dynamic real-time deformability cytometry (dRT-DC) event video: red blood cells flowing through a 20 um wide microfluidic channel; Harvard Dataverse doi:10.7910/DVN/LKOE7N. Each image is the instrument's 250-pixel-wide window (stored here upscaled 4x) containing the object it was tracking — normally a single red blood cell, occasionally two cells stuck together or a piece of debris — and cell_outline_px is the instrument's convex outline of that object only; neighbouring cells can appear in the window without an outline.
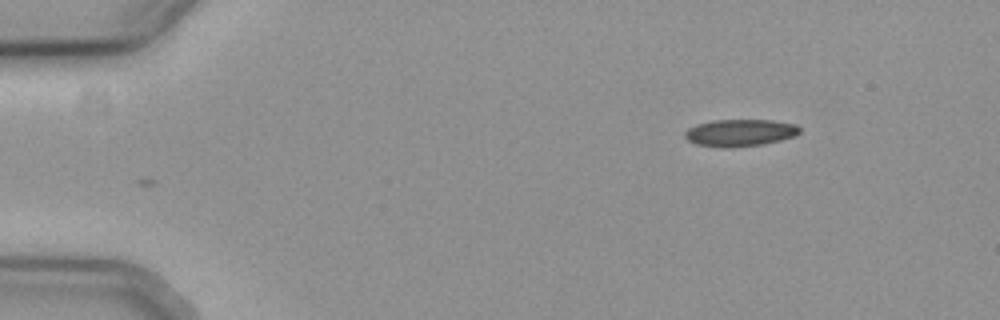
{"species": "common noctule bat (a hibernating species)", "species_latin": "Nyctalus noctula", "temperature_condition": "cold", "stored_images_in_passage": 50, "camera_frame_rate_fps": 3000, "um_per_image_px": 0.085, "animal": {"sex": "female", "body_mass_g": 19.3, "forearm_length_mm": 54.1}, "frame": {"image": 1, "passage_image": 1, "time_ms": 0.0, "image_size_px": [1000, 320], "cell_outline_px": [[800, 132], [796, 136], [764, 144], [728, 148], [720, 148], [696, 144], [688, 140], [684, 136], [684, 132], [688, 128], [696, 124], [716, 120], [772, 120], [796, 124], [800, 128]], "centroid_in_image_um": [62.9, 11.29], "position_along_channel_um": 22.1, "area_um2": 18.26}}
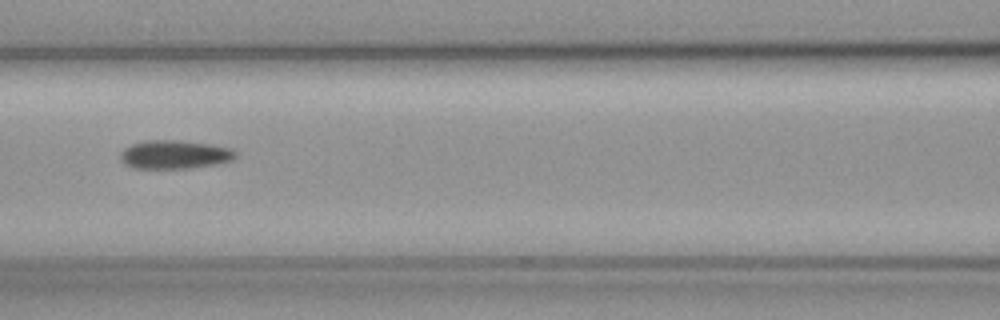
{"frame": {"image": 2, "passage_image": 19, "time_ms": 6.0, "image_size_px": [1000, 320], "cell_outline_px": [[236, 156], [232, 160], [216, 164], [192, 168], [132, 168], [124, 164], [120, 160], [120, 152], [124, 148], [132, 144], [144, 140], [180, 140], [212, 144], [232, 148], [236, 152]], "centroid_in_image_um": [14.83, 13.13], "position_along_channel_um": 151.8, "area_um2": 19.42}}
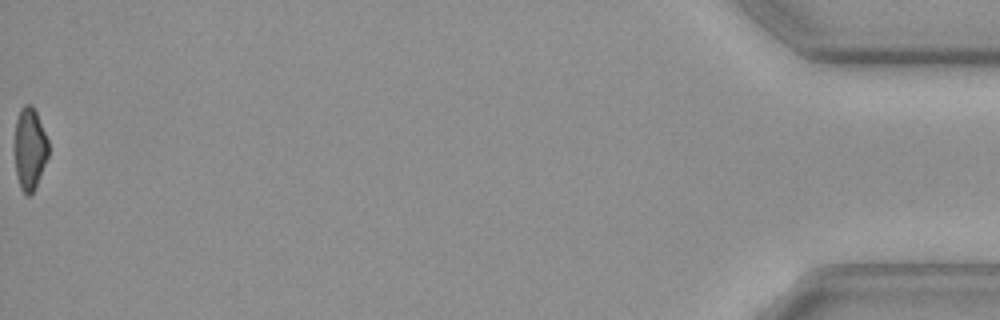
{"frame": {"image": 3, "passage_image": 50, "time_ms": 16.333, "image_size_px": [1000, 320], "cell_outline_px": [[48, 156], [36, 188], [28, 196], [20, 188], [16, 172], [12, 148], [16, 120], [20, 108], [24, 104], [32, 104], [36, 112], [48, 140]], "centroid_in_image_um": [2.49, 12.63], "position_along_channel_um": 432.7, "area_um2": 16.65}}